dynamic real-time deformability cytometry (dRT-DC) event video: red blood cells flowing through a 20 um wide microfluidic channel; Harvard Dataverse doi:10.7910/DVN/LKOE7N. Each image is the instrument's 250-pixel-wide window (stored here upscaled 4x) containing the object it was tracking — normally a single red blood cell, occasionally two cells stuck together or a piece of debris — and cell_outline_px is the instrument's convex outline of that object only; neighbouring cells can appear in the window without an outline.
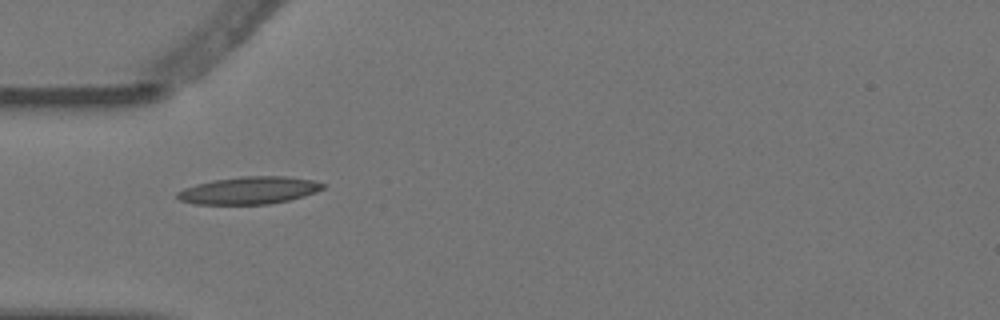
{"species": "Egyptian fruit bat (a non-hibernating species)", "species_latin": "Rousettus aegyptiacus", "temperature_condition": "warm", "stored_images_in_passage": 7, "camera_frame_rate_fps": 3000, "um_per_image_px": 0.085, "animal": {"sex": "female"}, "frame": {"image": 1, "passage_image": 1, "time_ms": 0.0, "image_size_px": [1000, 320], "cell_outline_px": [[328, 184], [324, 188], [316, 192], [304, 196], [288, 200], [268, 204], [192, 204], [180, 200], [176, 196], [176, 192], [184, 188], [196, 184], [212, 180], [240, 176], [288, 176], [312, 180]], "centroid_in_image_um": [21.18, 16.17], "position_along_channel_um": 63.8, "area_um2": 23.41}}